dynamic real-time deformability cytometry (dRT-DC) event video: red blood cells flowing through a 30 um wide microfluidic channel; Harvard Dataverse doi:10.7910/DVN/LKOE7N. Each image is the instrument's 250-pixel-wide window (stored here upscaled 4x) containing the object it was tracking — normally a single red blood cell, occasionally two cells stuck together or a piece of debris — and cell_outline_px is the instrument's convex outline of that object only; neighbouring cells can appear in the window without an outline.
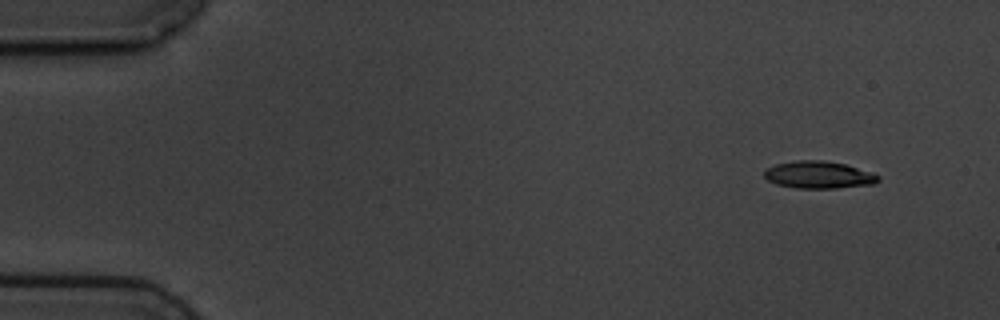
{"species": "common noctule bat (a hibernating species)", "species_latin": "Nyctalus noctula", "temperature_condition": "cold", "stored_images_in_passage": 9, "camera_frame_rate_fps": 3000, "um_per_image_px": 0.085, "animal": {"sex": "male", "body_mass_g": 19.5, "forearm_length_mm": 54.6}, "frame": {"image": 1, "passage_image": 1, "time_ms": 0.0, "image_size_px": [1000, 320], "cell_outline_px": [[880, 180], [872, 184], [836, 188], [796, 188], [776, 184], [768, 180], [764, 176], [764, 172], [768, 168], [776, 164], [796, 160], [824, 160], [844, 164], [872, 172], [880, 176]], "centroid_in_image_um": [69.59, 14.86], "position_along_channel_um": 15.4, "area_um2": 18.03}}
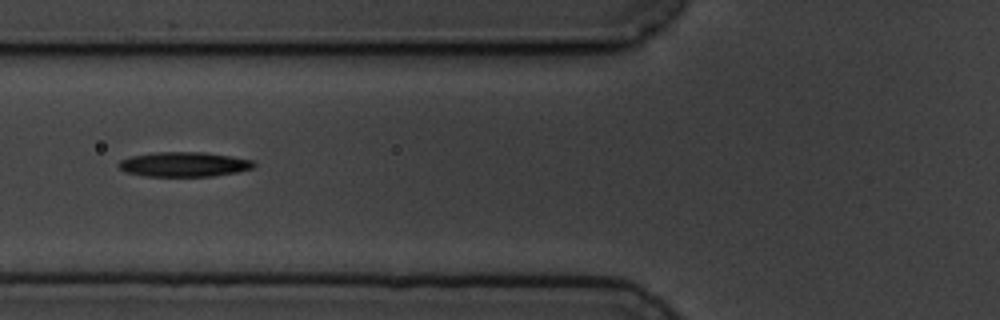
{"frame": {"image": 2, "passage_image": 6, "time_ms": 5.667, "image_size_px": [1000, 320], "cell_outline_px": [[256, 164], [252, 168], [236, 172], [212, 176], [144, 176], [124, 172], [116, 164], [120, 160], [132, 156], [152, 152], [204, 152], [252, 160]], "centroid_in_image_um": [15.58, 13.97], "position_along_channel_um": 110.2, "area_um2": 19.42}}
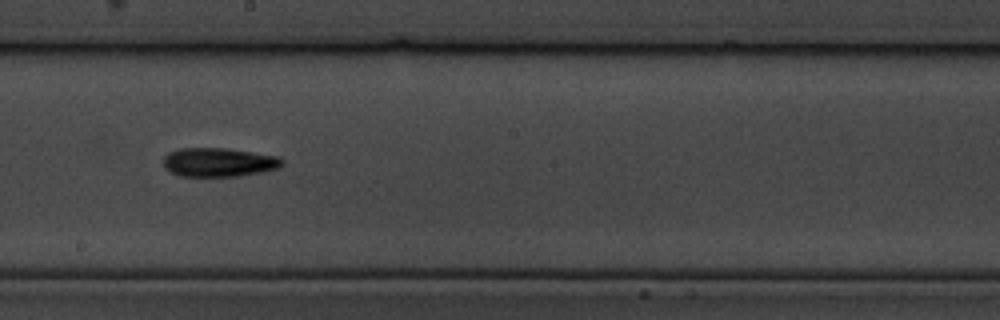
{"frame": {"image": 3, "passage_image": 9, "time_ms": 9.0, "image_size_px": [1000, 320], "cell_outline_px": [[284, 164], [280, 168], [264, 172], [240, 176], [180, 176], [168, 172], [164, 168], [164, 156], [168, 152], [180, 148], [224, 148], [276, 156], [284, 160]], "centroid_in_image_um": [18.58, 13.8], "position_along_channel_um": 229.6, "area_um2": 20.17}}